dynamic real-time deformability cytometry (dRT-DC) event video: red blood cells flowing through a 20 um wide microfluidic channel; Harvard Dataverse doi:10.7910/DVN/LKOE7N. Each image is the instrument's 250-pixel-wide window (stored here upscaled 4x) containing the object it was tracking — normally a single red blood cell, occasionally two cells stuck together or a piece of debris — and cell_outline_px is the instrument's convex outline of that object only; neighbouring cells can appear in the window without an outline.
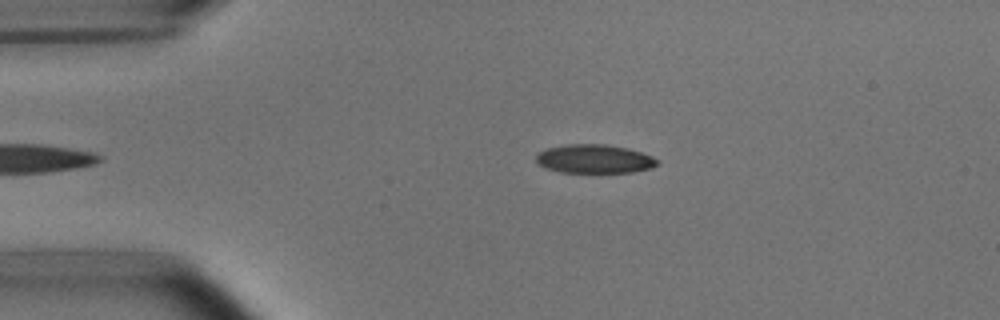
{"species": "common noctule bat (a hibernating species)", "species_latin": "Nyctalus noctula", "temperature_condition": "room temperature", "stored_images_in_passage": 44, "camera_frame_rate_fps": 3000, "um_per_image_px": 0.085, "animal": {"sex": "male", "body_mass_g": 15.6}, "frame": {"image": 1, "passage_image": 2, "time_ms": 0.333, "image_size_px": [1000, 320], "cell_outline_px": [[660, 164], [648, 168], [632, 172], [560, 172], [544, 168], [536, 164], [536, 156], [544, 148], [564, 144], [604, 144], [628, 148], [652, 156], [660, 160]], "centroid_in_image_um": [50.48, 13.5], "position_along_channel_um": 34.5, "area_um2": 20.46}}
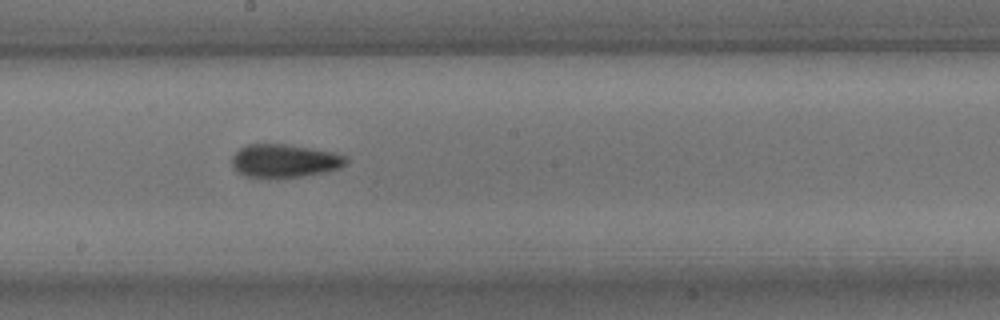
{"frame": {"image": 2, "passage_image": 20, "time_ms": 6.333, "image_size_px": [1000, 320], "cell_outline_px": [[348, 164], [340, 168], [328, 172], [304, 176], [272, 180], [244, 176], [236, 172], [232, 168], [232, 156], [240, 148], [248, 144], [284, 144], [332, 152], [348, 156]], "centroid_in_image_um": [24.18, 13.72], "position_along_channel_um": 224.0, "area_um2": 22.83}}
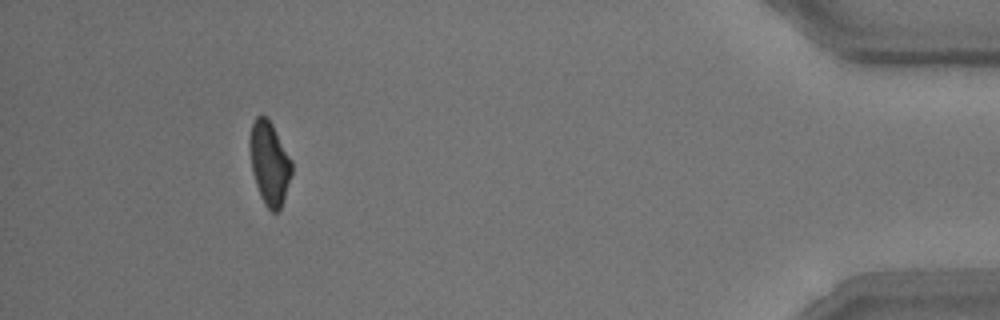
{"frame": {"image": 3, "passage_image": 40, "time_ms": 13.0, "image_size_px": [1000, 320], "cell_outline_px": [[292, 172], [280, 208], [276, 212], [272, 212], [264, 204], [260, 196], [252, 172], [248, 148], [248, 140], [252, 124], [256, 116], [264, 116], [272, 124], [292, 160]], "centroid_in_image_um": [22.87, 13.85], "position_along_channel_um": 412.3, "area_um2": 20.29}, "authors_computed_cell_mechanics": {"area_um2": 21.2415, "velocity_mm_per_s": 3.7526, "shape_relaxation_time_tau1_ms": 4.9456, "shape_relaxation_time_tau2_ms": 2.3641, "deformation_change_tau1": 0.14, "deformation_change_tau2": 0.0982}}